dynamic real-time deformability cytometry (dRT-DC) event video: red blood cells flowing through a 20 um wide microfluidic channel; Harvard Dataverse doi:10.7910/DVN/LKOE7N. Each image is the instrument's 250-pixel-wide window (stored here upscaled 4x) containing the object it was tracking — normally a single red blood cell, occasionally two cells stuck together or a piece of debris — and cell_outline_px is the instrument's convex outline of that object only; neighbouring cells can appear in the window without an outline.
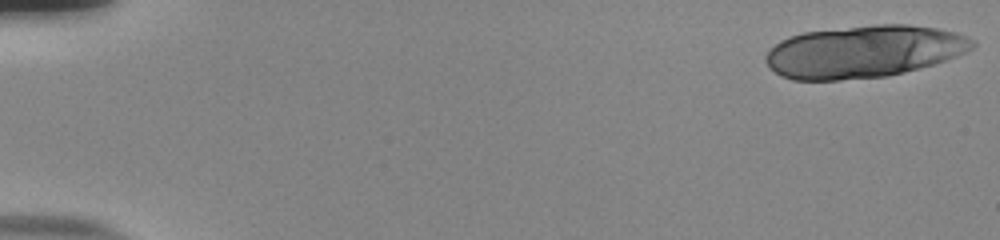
{"species": "human", "species_latin": "Homo sapiens", "temperature_condition": "room temperature", "stored_images_in_passage": 20, "camera_frame_rate_fps": 3000, "um_per_image_px": 0.085, "donor": {"sex": "male"}, "frame": {"image": 1, "passage_image": 1, "time_ms": 0.0, "image_size_px": [1000, 240], "cell_outline_px": [[976, 44], [968, 52], [920, 68], [888, 76], [840, 80], [792, 80], [780, 76], [764, 60], [764, 56], [780, 40], [804, 32], [876, 24], [908, 24], [936, 28], [956, 32], [976, 40]], "centroid_in_image_um": [73.45, 4.38], "position_along_channel_um": 11.6, "area_um2": 62.94}}